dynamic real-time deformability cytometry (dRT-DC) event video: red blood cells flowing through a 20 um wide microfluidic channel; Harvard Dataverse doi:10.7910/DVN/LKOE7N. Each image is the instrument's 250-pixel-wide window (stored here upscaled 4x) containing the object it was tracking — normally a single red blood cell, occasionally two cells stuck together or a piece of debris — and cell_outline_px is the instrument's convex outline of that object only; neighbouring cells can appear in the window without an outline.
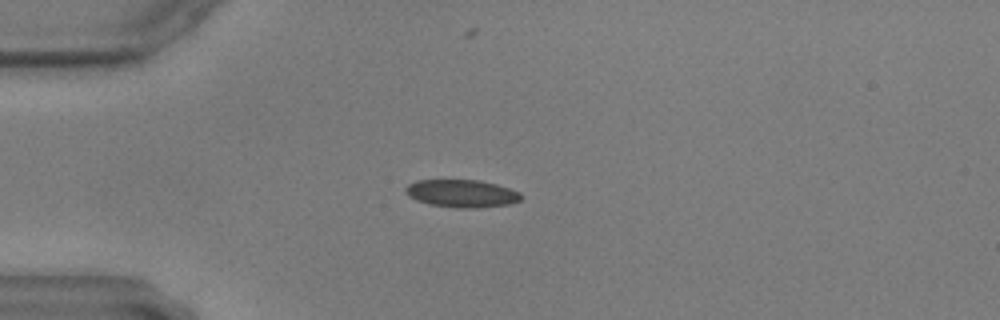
{"species": "common noctule bat (a hibernating species)", "species_latin": "Nyctalus noctula", "temperature_condition": "warm", "stored_images_in_passage": 59, "camera_frame_rate_fps": 3000, "um_per_image_px": 0.085, "animal": {"sex": "male", "body_mass_g": 17.9, "forearm_length_mm": 54.2}, "frame": {"image": 1, "passage_image": 15, "time_ms": 4.667, "image_size_px": [1000, 320], "cell_outline_px": [[524, 196], [520, 200], [512, 204], [480, 208], [456, 208], [428, 204], [416, 200], [408, 196], [404, 192], [404, 188], [408, 184], [416, 180], [480, 180], [496, 184], [520, 192]], "centroid_in_image_um": [39.25, 16.45], "position_along_channel_um": 45.8, "area_um2": 18.96}}
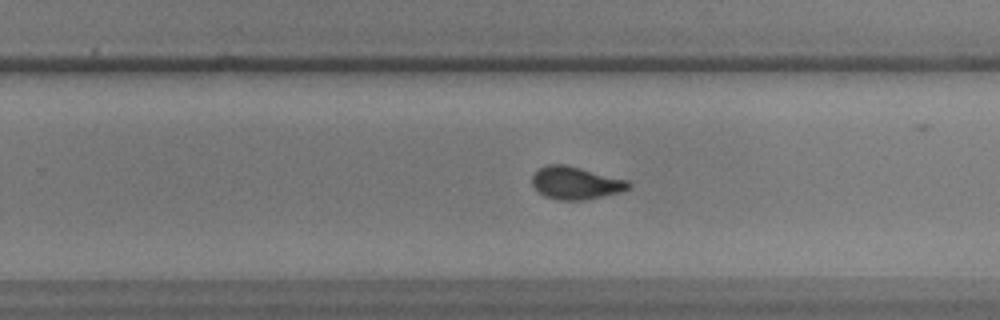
{"frame": {"image": 2, "passage_image": 37, "time_ms": 12.0, "image_size_px": [1000, 320], "cell_outline_px": [[632, 188], [620, 192], [584, 200], [556, 200], [544, 196], [532, 184], [532, 176], [540, 168], [548, 164], [564, 164], [628, 180], [632, 184]], "centroid_in_image_um": [48.96, 15.56], "position_along_channel_um": 280.8, "area_um2": 18.26}}
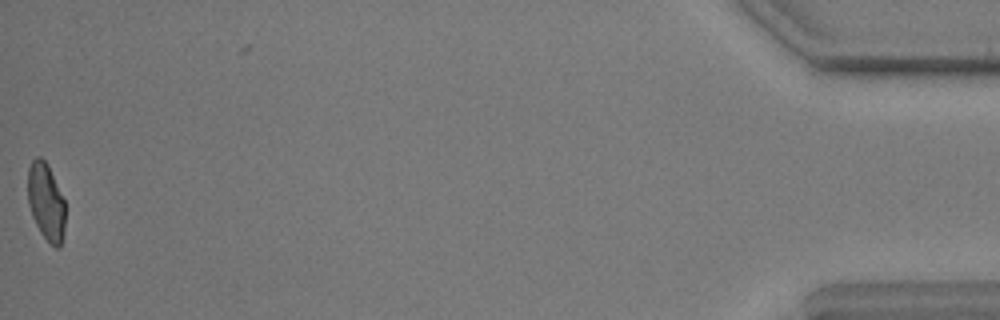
{"frame": {"image": 3, "passage_image": 58, "time_ms": 19.0, "image_size_px": [1000, 320], "cell_outline_px": [[64, 236], [60, 248], [56, 248], [40, 232], [32, 216], [28, 204], [28, 168], [32, 160], [36, 156], [40, 156], [48, 164], [64, 200]], "centroid_in_image_um": [3.9, 17.14], "position_along_channel_um": 431.3, "area_um2": 16.82}}